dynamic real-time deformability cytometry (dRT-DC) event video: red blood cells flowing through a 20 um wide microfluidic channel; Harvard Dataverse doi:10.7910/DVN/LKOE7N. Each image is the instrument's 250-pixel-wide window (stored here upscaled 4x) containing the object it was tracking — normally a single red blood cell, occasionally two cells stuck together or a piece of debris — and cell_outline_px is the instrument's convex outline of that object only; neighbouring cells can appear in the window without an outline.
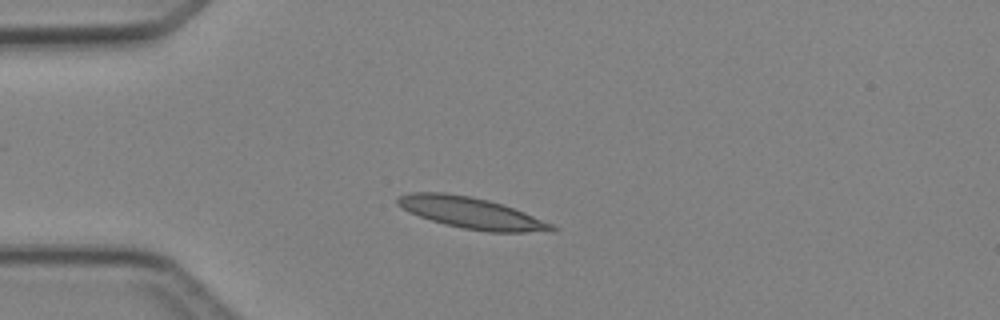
{"species": "Egyptian fruit bat (a non-hibernating species)", "species_latin": "Rousettus aegyptiacus", "temperature_condition": "cold", "stored_images_in_passage": 2, "camera_frame_rate_fps": 3000, "um_per_image_px": 0.085, "animal": {"sex": "female"}, "frame": {"image": 1, "passage_image": 1, "time_ms": 0.0, "image_size_px": [1000, 320], "cell_outline_px": [[556, 232], [488, 232], [464, 228], [444, 224], [420, 216], [396, 204], [396, 200], [400, 196], [412, 192], [444, 192], [472, 196], [504, 204], [524, 212], [552, 224], [556, 228]], "centroid_in_image_um": [40.11, 18.1], "position_along_channel_um": 44.9, "area_um2": 27.98}}